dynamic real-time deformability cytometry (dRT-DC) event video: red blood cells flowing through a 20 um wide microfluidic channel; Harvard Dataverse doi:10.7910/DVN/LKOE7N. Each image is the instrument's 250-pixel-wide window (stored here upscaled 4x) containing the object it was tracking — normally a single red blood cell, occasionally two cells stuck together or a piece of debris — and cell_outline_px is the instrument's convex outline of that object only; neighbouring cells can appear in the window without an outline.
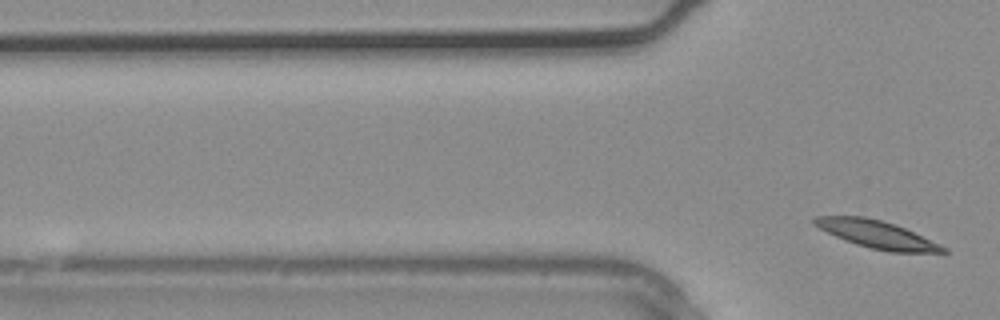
{"species": "common noctule bat (a hibernating species)", "species_latin": "Nyctalus noctula", "temperature_condition": "warm", "stored_images_in_passage": 3, "segment_of_instrument_passage": [2, 2], "camera_frame_rate_fps": 3000, "um_per_image_px": 0.085, "animal": {"sex": "male", "body_mass_g": 20.4}, "frame": {"image": 1, "passage_image": 3, "time_ms": 0.667, "image_size_px": [1000, 320], "cell_outline_px": [[948, 252], [888, 252], [856, 244], [844, 240], [812, 224], [812, 216], [864, 216], [896, 224], [940, 244], [948, 248]], "centroid_in_image_um": [74.52, 19.91], "position_along_channel_um": 51.3, "area_um2": 20.58}}